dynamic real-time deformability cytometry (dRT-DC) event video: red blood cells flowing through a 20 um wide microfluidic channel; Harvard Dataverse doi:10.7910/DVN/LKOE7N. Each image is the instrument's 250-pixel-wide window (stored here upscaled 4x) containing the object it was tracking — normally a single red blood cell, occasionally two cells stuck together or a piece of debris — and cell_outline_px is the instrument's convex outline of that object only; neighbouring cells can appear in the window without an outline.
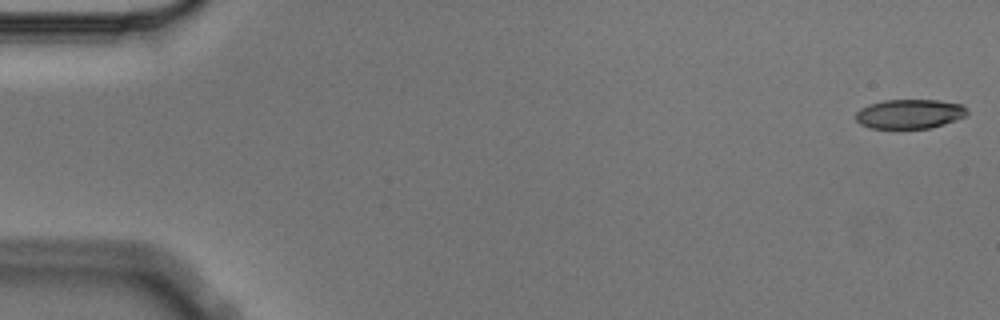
{"species": "Egyptian fruit bat (a non-hibernating species)", "species_latin": "Rousettus aegyptiacus", "temperature_condition": "cold", "stored_images_in_passage": 8, "camera_frame_rate_fps": 3000, "um_per_image_px": 0.085, "animal": {"sex": "male"}, "frame": {"image": 1, "passage_image": 1, "time_ms": 0.0, "image_size_px": [1000, 320], "cell_outline_px": [[968, 116], [944, 124], [928, 128], [868, 128], [860, 124], [856, 120], [856, 112], [860, 108], [868, 104], [884, 100], [940, 100], [964, 104], [968, 108]], "centroid_in_image_um": [77.35, 9.67], "position_along_channel_um": 7.6, "area_um2": 19.36}}
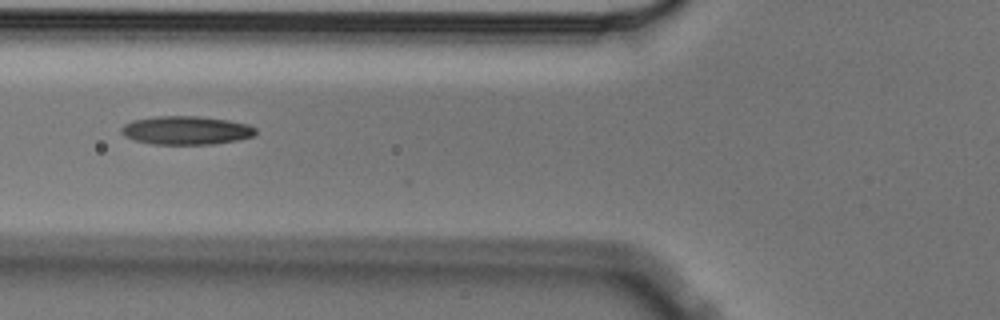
{"frame": {"image": 2, "passage_image": 6, "time_ms": 1.667, "image_size_px": [1000, 320], "cell_outline_px": [[256, 136], [240, 140], [216, 144], [152, 144], [136, 140], [124, 136], [120, 132], [120, 128], [124, 124], [132, 120], [156, 116], [196, 116], [228, 120], [248, 124], [256, 128]], "centroid_in_image_um": [15.85, 11.08], "position_along_channel_um": 110.0, "area_um2": 22.54}}
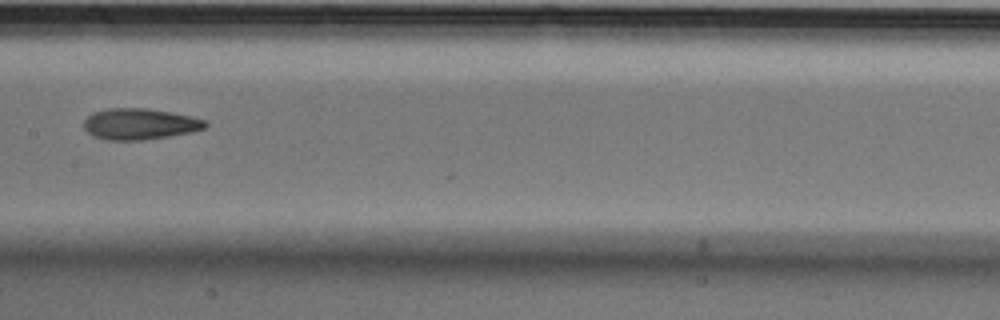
{"frame": {"image": 3, "passage_image": 8, "time_ms": 2.333, "image_size_px": [1000, 320], "cell_outline_px": [[208, 124], [204, 128], [192, 132], [168, 136], [140, 140], [108, 140], [92, 136], [84, 128], [84, 120], [92, 112], [108, 108], [144, 108], [192, 116], [204, 120]], "centroid_in_image_um": [11.84, 10.54], "position_along_channel_um": 195.6, "area_um2": 21.91}}